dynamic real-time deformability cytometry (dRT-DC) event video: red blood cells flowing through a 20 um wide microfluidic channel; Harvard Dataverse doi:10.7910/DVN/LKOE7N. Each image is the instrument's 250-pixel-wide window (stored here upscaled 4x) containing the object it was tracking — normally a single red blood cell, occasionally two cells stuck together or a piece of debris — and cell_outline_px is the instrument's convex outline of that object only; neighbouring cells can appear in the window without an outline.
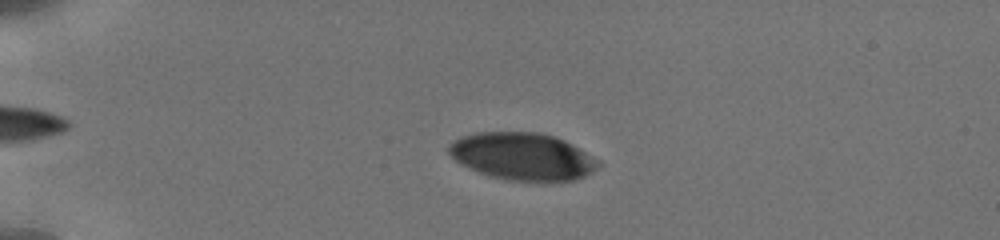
{"species": "human", "species_latin": "Homo sapiens", "temperature_condition": "cold", "stored_images_in_passage": 45, "camera_frame_rate_fps": 3000, "um_per_image_px": 0.085, "donor": {"sex": "male"}, "frame": {"image": 1, "passage_image": 13, "time_ms": 4.333, "image_size_px": [1000, 240], "cell_outline_px": [[604, 164], [592, 172], [584, 176], [572, 180], [508, 180], [488, 176], [460, 164], [448, 152], [448, 144], [464, 136], [476, 132], [540, 132], [556, 136], [580, 148], [600, 160]], "centroid_in_image_um": [44.45, 13.28], "position_along_channel_um": 40.6, "area_um2": 41.21}}
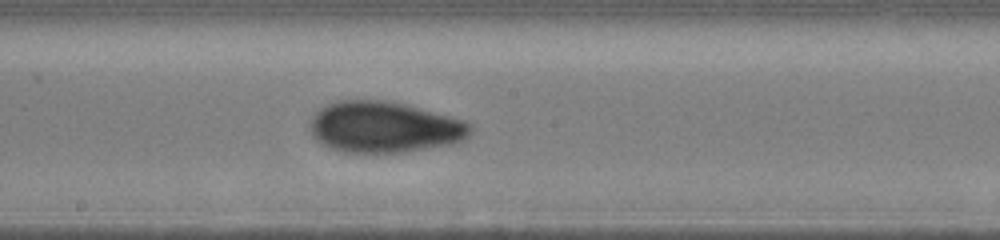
{"frame": {"image": 2, "passage_image": 32, "time_ms": 10.333, "image_size_px": [1000, 240], "cell_outline_px": [[472, 132], [468, 136], [452, 144], [404, 152], [344, 152], [332, 148], [316, 140], [312, 136], [308, 128], [312, 116], [320, 108], [328, 104], [340, 100], [384, 100], [404, 104], [464, 120], [472, 124]], "centroid_in_image_um": [32.64, 10.8], "position_along_channel_um": 215.6, "area_um2": 47.63}}
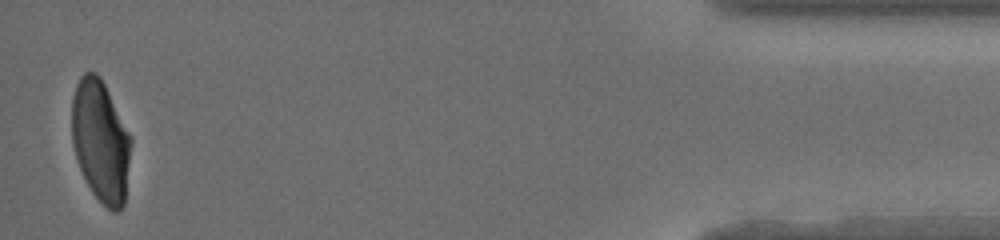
{"frame": {"image": 3, "passage_image": 45, "time_ms": 17.667, "image_size_px": [1000, 240], "cell_outline_px": [[132, 140], [124, 204], [120, 212], [112, 212], [92, 192], [76, 160], [72, 144], [72, 100], [76, 84], [80, 76], [84, 72], [96, 72], [100, 76], [132, 136]], "centroid_in_image_um": [8.56, 11.98], "position_along_channel_um": 426.6, "area_um2": 42.14}, "authors_computed_cell_mechanics": {"area_um2": 45.1418, "velocity_mm_per_s": 3.8335, "shape_relaxation_time_tau1_ms": 3.9476, "shape_relaxation_time_tau2_ms": 1.6754, "deformation_change_tau1": 0.1262, "deformation_change_tau2": 0.0668}}